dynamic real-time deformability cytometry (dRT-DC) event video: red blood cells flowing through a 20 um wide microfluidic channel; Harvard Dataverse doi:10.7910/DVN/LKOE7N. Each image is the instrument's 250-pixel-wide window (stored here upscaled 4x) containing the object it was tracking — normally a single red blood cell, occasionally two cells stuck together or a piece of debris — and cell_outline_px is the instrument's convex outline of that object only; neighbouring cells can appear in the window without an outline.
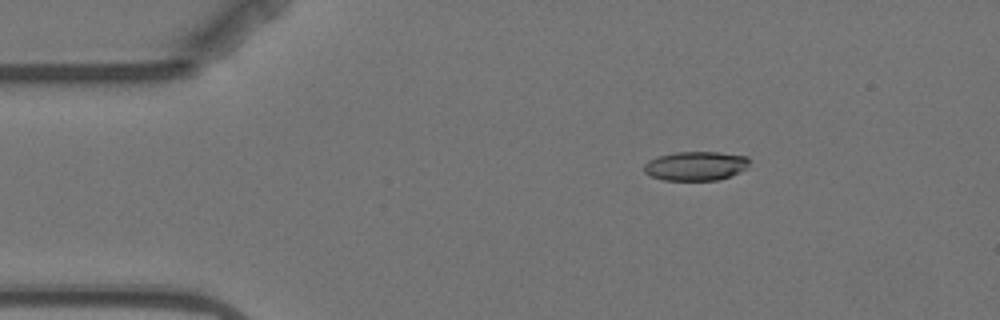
{"species": "Egyptian fruit bat (a non-hibernating species)", "species_latin": "Rousettus aegyptiacus", "temperature_condition": "warm", "stored_images_in_passage": 4, "camera_frame_rate_fps": 3000, "um_per_image_px": 0.085, "animal": {"sex": "female"}, "frame": {"image": 1, "passage_image": 2, "time_ms": 2.333, "image_size_px": [1000, 320], "cell_outline_px": [[748, 168], [740, 172], [716, 180], [664, 180], [652, 176], [644, 172], [644, 164], [648, 160], [656, 156], [676, 152], [720, 152], [748, 156]], "centroid_in_image_um": [59.13, 14.09], "position_along_channel_um": 25.9, "area_um2": 17.92}}